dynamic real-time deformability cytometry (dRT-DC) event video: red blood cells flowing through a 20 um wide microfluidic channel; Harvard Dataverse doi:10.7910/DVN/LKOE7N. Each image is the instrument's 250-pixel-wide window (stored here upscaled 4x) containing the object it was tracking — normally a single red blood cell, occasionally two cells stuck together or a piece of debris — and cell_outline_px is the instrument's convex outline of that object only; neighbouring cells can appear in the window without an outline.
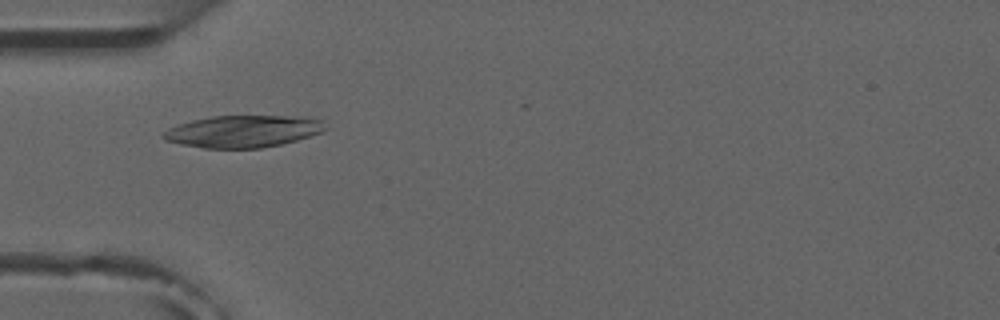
{"species": "common noctule bat (a hibernating species)", "species_latin": "Nyctalus noctula", "temperature_condition": "room temperature", "stored_images_in_passage": 4, "camera_frame_rate_fps": 3000, "um_per_image_px": 0.085, "animal": {"sex": "male", "forearm_length_mm": 52.5}, "frame": {"image": 1, "passage_image": 3, "time_ms": 3.333, "image_size_px": [1000, 320], "cell_outline_px": [[328, 128], [320, 132], [296, 140], [280, 144], [260, 148], [204, 148], [180, 144], [164, 140], [160, 136], [168, 128], [192, 120], [212, 116], [288, 116], [324, 120]], "centroid_in_image_um": [20.62, 11.16], "position_along_channel_um": 64.4, "area_um2": 30.06}}